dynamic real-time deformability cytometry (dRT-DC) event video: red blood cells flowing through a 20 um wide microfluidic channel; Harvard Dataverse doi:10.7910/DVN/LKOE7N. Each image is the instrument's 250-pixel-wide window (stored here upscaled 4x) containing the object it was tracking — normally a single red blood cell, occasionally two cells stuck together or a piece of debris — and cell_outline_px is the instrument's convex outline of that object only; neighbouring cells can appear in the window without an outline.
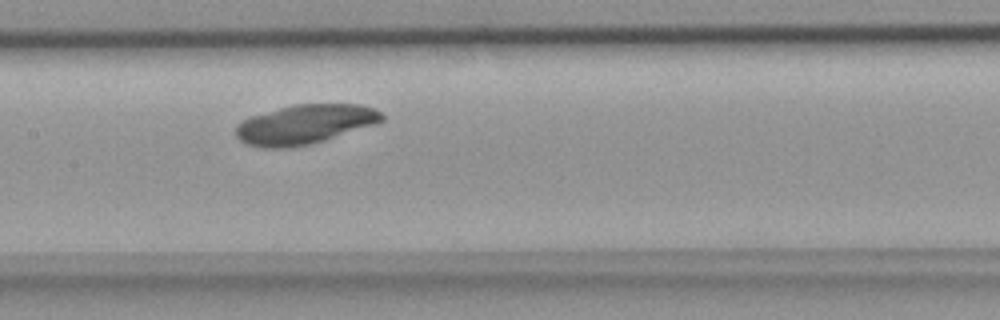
{"species": "common noctule bat (a hibernating species)", "species_latin": "Nyctalus noctula", "temperature_condition": "room temperature", "stored_images_in_passage": 34, "camera_frame_rate_fps": 3000, "um_per_image_px": 0.085, "animal": {"sex": "female", "body_mass_g": 18.4}, "frame": {"image": 1, "passage_image": 10, "time_ms": 3.0, "image_size_px": [1000, 320], "cell_outline_px": [[384, 120], [324, 140], [308, 144], [288, 148], [260, 148], [248, 144], [240, 140], [236, 136], [236, 124], [240, 120], [252, 116], [280, 108], [296, 104], [364, 104], [376, 108], [384, 112]], "centroid_in_image_um": [25.91, 10.56], "position_along_channel_um": 181.5, "area_um2": 33.35}}
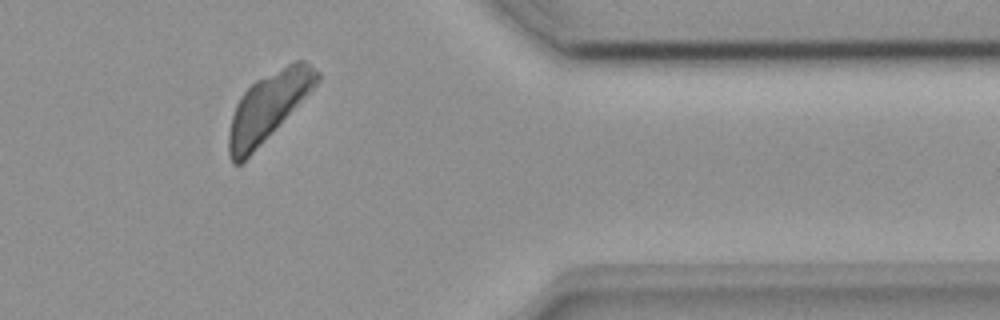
{"frame": {"image": 2, "passage_image": 26, "time_ms": 8.333, "image_size_px": [1000, 320], "cell_outline_px": [[320, 80], [264, 140], [240, 164], [232, 164], [228, 156], [228, 132], [232, 116], [236, 104], [240, 96], [256, 80], [296, 60], [304, 60], [320, 72]], "centroid_in_image_um": [22.76, 9.06], "position_along_channel_um": 388.6, "area_um2": 33.81}}
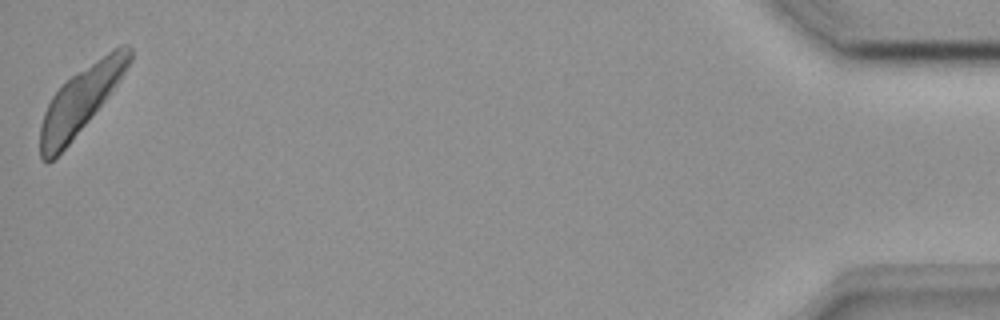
{"frame": {"image": 3, "passage_image": 34, "time_ms": 11.0, "image_size_px": [1000, 320], "cell_outline_px": [[132, 60], [120, 80], [88, 120], [68, 144], [48, 164], [40, 160], [40, 124], [44, 112], [52, 96], [76, 72], [108, 52], [124, 44], [128, 44], [132, 48]], "centroid_in_image_um": [6.83, 8.53], "position_along_channel_um": 428.4, "area_um2": 33.41}}